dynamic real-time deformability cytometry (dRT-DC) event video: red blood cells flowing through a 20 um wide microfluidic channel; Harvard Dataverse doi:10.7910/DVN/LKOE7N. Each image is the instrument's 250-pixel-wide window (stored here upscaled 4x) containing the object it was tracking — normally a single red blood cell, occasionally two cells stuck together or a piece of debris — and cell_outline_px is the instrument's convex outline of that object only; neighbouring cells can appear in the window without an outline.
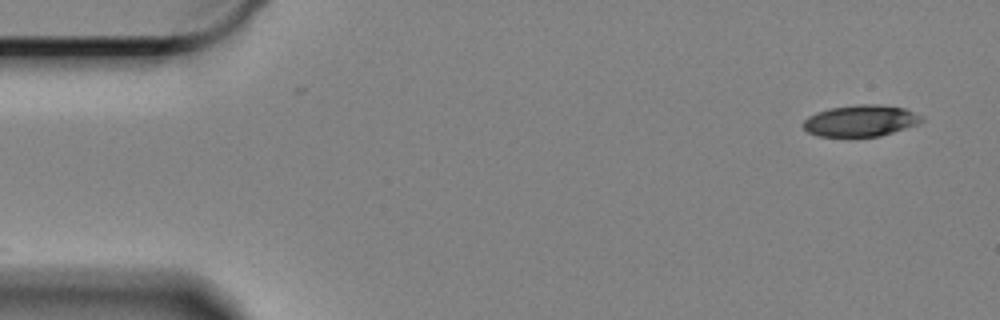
{"species": "Egyptian fruit bat (a non-hibernating species)", "species_latin": "Rousettus aegyptiacus", "temperature_condition": "cold", "stored_images_in_passage": 51, "camera_frame_rate_fps": 3000, "um_per_image_px": 0.085, "animal": {"sex": "female"}, "frame": {"image": 1, "passage_image": 1, "time_ms": 0.0, "image_size_px": [1000, 320], "cell_outline_px": [[924, 120], [916, 124], [880, 136], [820, 136], [808, 132], [804, 128], [804, 120], [808, 116], [816, 112], [828, 108], [860, 104], [876, 104], [904, 108], [920, 116]], "centroid_in_image_um": [73.11, 10.25], "position_along_channel_um": 11.9, "area_um2": 21.33}}
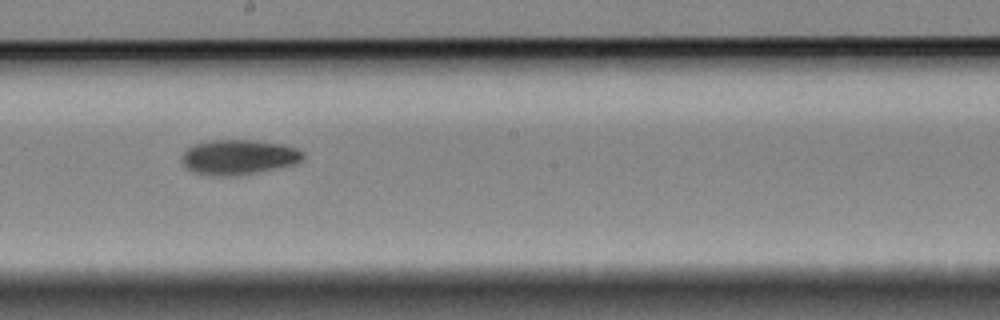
{"frame": {"image": 2, "passage_image": 30, "time_ms": 9.667, "image_size_px": [1000, 320], "cell_outline_px": [[304, 156], [300, 160], [292, 164], [256, 172], [236, 176], [208, 176], [192, 172], [184, 164], [180, 156], [192, 144], [208, 140], [248, 140], [280, 144], [296, 148], [304, 152]], "centroid_in_image_um": [20.2, 13.36], "position_along_channel_um": 228.0, "area_um2": 24.57}}
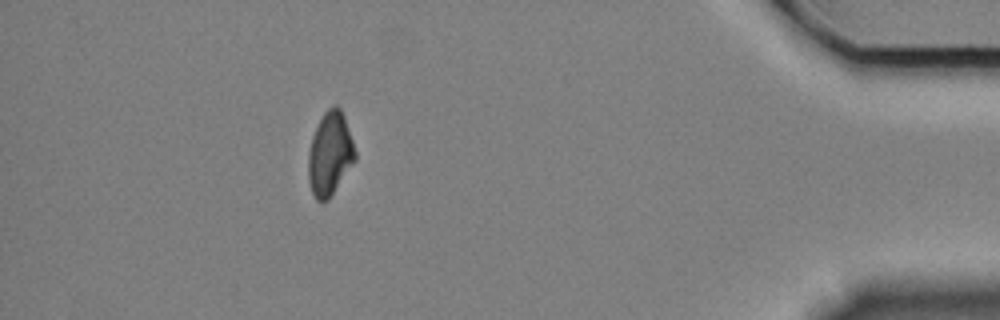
{"frame": {"image": 3, "passage_image": 51, "time_ms": 16.667, "image_size_px": [1000, 320], "cell_outline_px": [[356, 160], [328, 200], [320, 204], [316, 200], [312, 192], [308, 180], [308, 152], [312, 136], [324, 112], [328, 108], [336, 104], [340, 108], [344, 116], [356, 152]], "centroid_in_image_um": [28.04, 13.1], "position_along_channel_um": 407.2, "area_um2": 22.83}, "authors_computed_cell_mechanics": {"area_um2": 23.409, "velocity_mm_per_s": 3.3229, "shape_relaxation_time_tau1_ms": 5.9198, "shape_relaxation_time_tau2_ms": 5.2372, "deformation_change_tau1": 0.1655, "deformation_change_tau2": 0.1138}}